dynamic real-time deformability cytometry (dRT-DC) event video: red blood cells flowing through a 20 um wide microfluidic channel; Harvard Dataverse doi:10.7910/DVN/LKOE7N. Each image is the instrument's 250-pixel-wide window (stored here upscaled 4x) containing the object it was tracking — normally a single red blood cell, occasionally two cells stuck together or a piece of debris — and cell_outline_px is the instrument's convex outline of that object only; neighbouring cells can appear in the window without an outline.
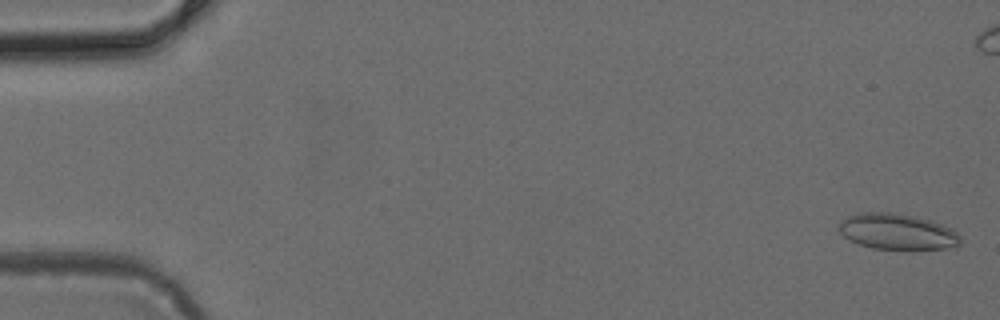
{"species": "common noctule bat (a hibernating species)", "species_latin": "Nyctalus noctula", "temperature_condition": "cold", "stored_images_in_passage": 49, "camera_frame_rate_fps": 3000, "um_per_image_px": 0.085, "animal": {"sex": "female", "body_mass_g": 24.6, "forearm_length_mm": 56.2}, "frame": {"image": 1, "passage_image": 1, "time_ms": 0.0, "image_size_px": [1000, 320], "cell_outline_px": [[960, 244], [956, 248], [904, 252], [872, 248], [860, 244], [844, 236], [836, 228], [848, 216], [860, 212], [888, 212], [916, 216], [952, 228], [960, 236]], "centroid_in_image_um": [76.33, 19.74], "position_along_channel_um": 8.7, "area_um2": 26.18}}
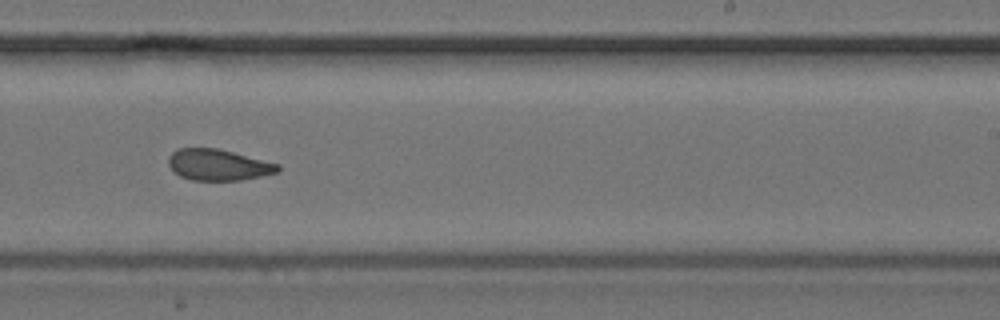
{"frame": {"image": 2, "passage_image": 30, "time_ms": 9.667, "image_size_px": [1000, 320], "cell_outline_px": [[280, 172], [240, 180], [192, 180], [180, 176], [168, 164], [168, 156], [176, 148], [220, 148], [280, 164]], "centroid_in_image_um": [18.57, 14.0], "position_along_channel_um": 270.4, "area_um2": 20.0}}
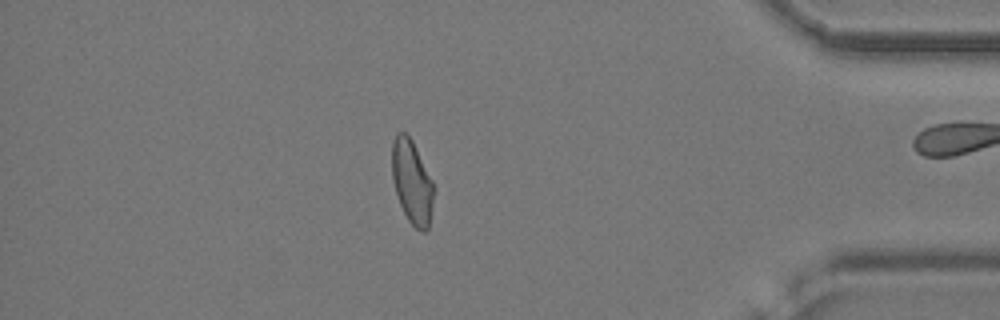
{"frame": {"image": 3, "passage_image": 42, "time_ms": 13.667, "image_size_px": [1000, 320], "cell_outline_px": [[432, 200], [428, 228], [424, 232], [416, 228], [408, 220], [400, 204], [392, 180], [392, 140], [396, 132], [404, 132], [412, 140], [432, 180]], "centroid_in_image_um": [34.98, 15.42], "position_along_channel_um": 400.2, "area_um2": 19.88}}